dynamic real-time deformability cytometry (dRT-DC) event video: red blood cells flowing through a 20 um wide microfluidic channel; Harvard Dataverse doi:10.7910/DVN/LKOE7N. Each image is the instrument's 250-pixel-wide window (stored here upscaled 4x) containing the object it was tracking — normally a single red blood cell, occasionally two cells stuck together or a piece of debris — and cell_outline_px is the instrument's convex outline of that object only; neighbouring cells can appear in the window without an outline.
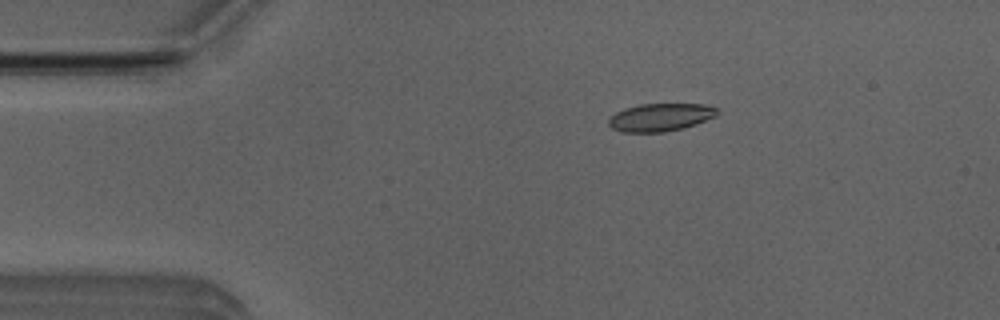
{"species": "Egyptian fruit bat (a non-hibernating species)", "species_latin": "Rousettus aegyptiacus", "temperature_condition": "room temperature", "stored_images_in_passage": 51, "camera_frame_rate_fps": 3000, "um_per_image_px": 0.085, "animal": {"sex": "male"}, "frame": {"image": 1, "passage_image": 9, "time_ms": 2.667, "image_size_px": [1000, 320], "cell_outline_px": [[720, 108], [716, 116], [696, 124], [684, 128], [664, 132], [620, 132], [612, 128], [608, 124], [608, 116], [624, 108], [640, 104], [704, 104]], "centroid_in_image_um": [56.12, 9.97], "position_along_channel_um": 28.9, "area_um2": 17.86}}
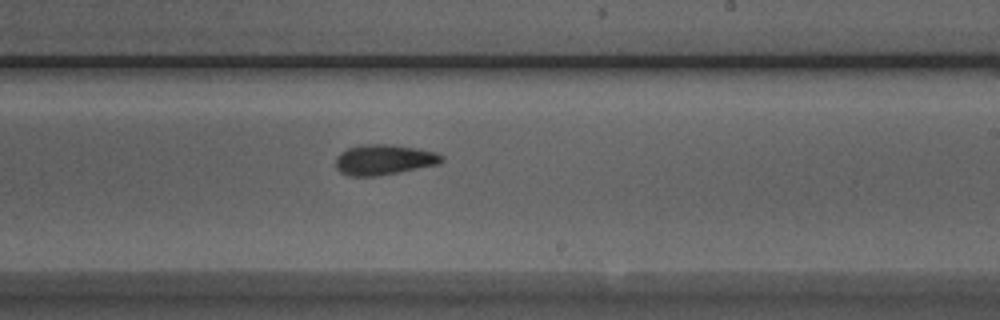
{"frame": {"image": 2, "passage_image": 30, "time_ms": 9.667, "image_size_px": [1000, 320], "cell_outline_px": [[444, 160], [440, 164], [380, 176], [348, 176], [340, 172], [336, 168], [336, 156], [340, 152], [348, 148], [360, 144], [392, 144], [416, 148], [436, 152], [444, 156]], "centroid_in_image_um": [32.64, 13.57], "position_along_channel_um": 256.4, "area_um2": 19.07}}
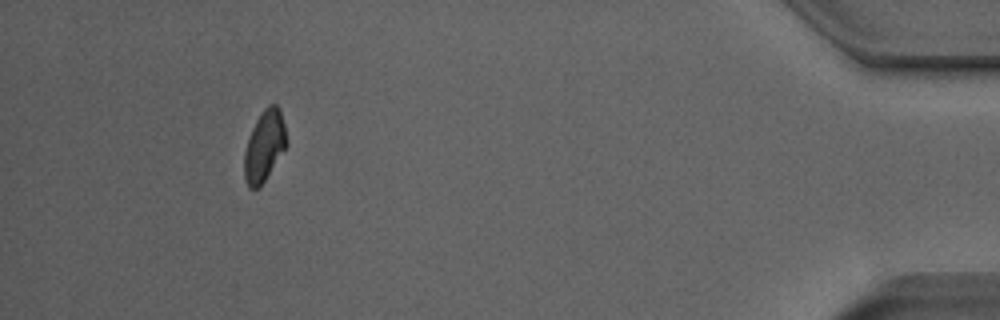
{"frame": {"image": 3, "passage_image": 47, "time_ms": 15.333, "image_size_px": [1000, 320], "cell_outline_px": [[288, 144], [260, 188], [248, 188], [244, 176], [244, 152], [252, 128], [256, 120], [264, 108], [268, 104], [276, 104], [280, 108], [288, 140]], "centroid_in_image_um": [22.48, 12.41], "position_along_channel_um": 412.7, "area_um2": 17.57}, "authors_computed_cell_mechanics": {"area_um2": 17.918, "velocity_mm_per_s": 3.9832, "shape_relaxation_time_tau1_ms": null, "shape_relaxation_time_tau2_ms": 4.8648, "deformation_change_tau1": null, "deformation_change_tau2": 0.13}}